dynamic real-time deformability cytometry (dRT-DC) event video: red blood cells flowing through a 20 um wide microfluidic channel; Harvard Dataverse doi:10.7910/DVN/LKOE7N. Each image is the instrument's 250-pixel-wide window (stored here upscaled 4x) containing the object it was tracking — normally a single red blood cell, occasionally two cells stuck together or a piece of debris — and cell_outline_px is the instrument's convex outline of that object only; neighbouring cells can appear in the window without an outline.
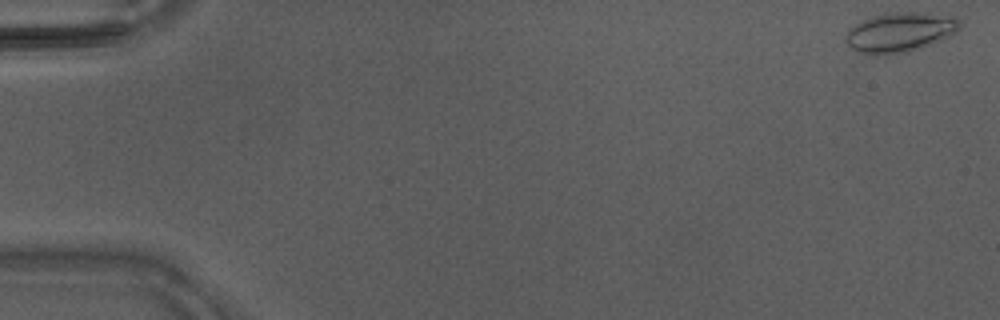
{"species": "Egyptian fruit bat (a non-hibernating species)", "species_latin": "Rousettus aegyptiacus", "temperature_condition": "warm", "stored_images_in_passage": 45, "camera_frame_rate_fps": 3000, "um_per_image_px": 0.085, "animal": {"sex": "male"}, "frame": {"image": 1, "passage_image": 1, "time_ms": 0.0, "image_size_px": [1000, 320], "cell_outline_px": [[960, 28], [956, 32], [940, 40], [920, 48], [904, 52], [876, 56], [860, 52], [852, 48], [844, 40], [848, 32], [856, 24], [872, 16], [896, 12], [928, 12], [960, 20]], "centroid_in_image_um": [76.48, 2.74], "position_along_channel_um": 8.5, "area_um2": 25.89}}
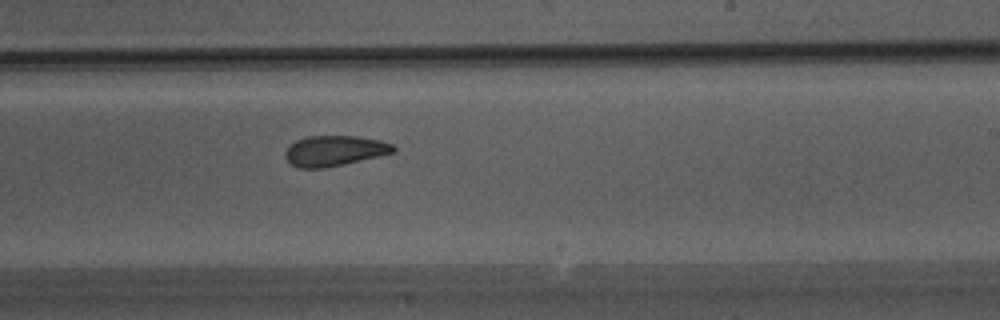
{"frame": {"image": 2, "passage_image": 28, "time_ms": 9.0, "image_size_px": [1000, 320], "cell_outline_px": [[396, 152], [344, 164], [324, 168], [296, 168], [284, 156], [284, 152], [296, 140], [308, 136], [356, 136], [380, 140], [392, 144], [396, 148]], "centroid_in_image_um": [28.44, 12.82], "position_along_channel_um": 260.6, "area_um2": 19.13}}
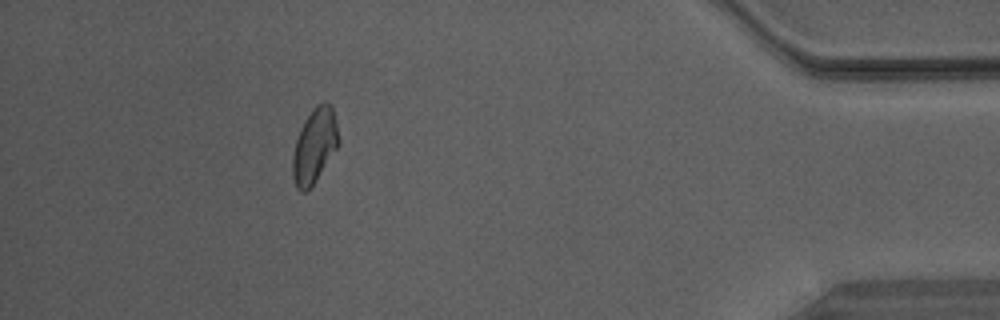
{"frame": {"image": 3, "passage_image": 41, "time_ms": 13.333, "image_size_px": [1000, 320], "cell_outline_px": [[340, 140], [336, 148], [316, 180], [304, 192], [300, 192], [296, 188], [292, 176], [292, 156], [296, 140], [300, 128], [312, 108], [316, 104], [324, 100], [332, 104]], "centroid_in_image_um": [26.73, 12.34], "position_along_channel_um": 408.5, "area_um2": 20.0}}